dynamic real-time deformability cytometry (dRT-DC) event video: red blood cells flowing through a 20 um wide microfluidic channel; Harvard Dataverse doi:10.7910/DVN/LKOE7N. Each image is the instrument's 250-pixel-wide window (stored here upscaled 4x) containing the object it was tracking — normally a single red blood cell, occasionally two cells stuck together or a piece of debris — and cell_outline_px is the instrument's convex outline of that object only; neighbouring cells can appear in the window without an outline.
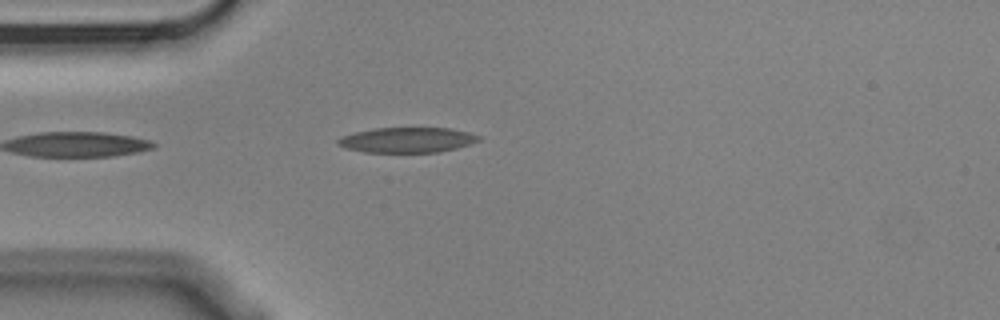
{"species": "Egyptian fruit bat (a non-hibernating species)", "species_latin": "Rousettus aegyptiacus", "temperature_condition": "cold", "stored_images_in_passage": 1, "camera_frame_rate_fps": 3000, "um_per_image_px": 0.085, "animal": {"sex": "male"}, "frame": {"image": 1, "passage_image": 1, "time_ms": 0.0, "image_size_px": [1000, 320], "cell_outline_px": [[480, 140], [456, 148], [440, 152], [364, 152], [348, 148], [336, 144], [336, 140], [340, 136], [356, 132], [376, 128], [452, 128], [468, 132], [480, 136]], "centroid_in_image_um": [34.6, 11.89], "position_along_channel_um": 50.4, "area_um2": 20.58}}